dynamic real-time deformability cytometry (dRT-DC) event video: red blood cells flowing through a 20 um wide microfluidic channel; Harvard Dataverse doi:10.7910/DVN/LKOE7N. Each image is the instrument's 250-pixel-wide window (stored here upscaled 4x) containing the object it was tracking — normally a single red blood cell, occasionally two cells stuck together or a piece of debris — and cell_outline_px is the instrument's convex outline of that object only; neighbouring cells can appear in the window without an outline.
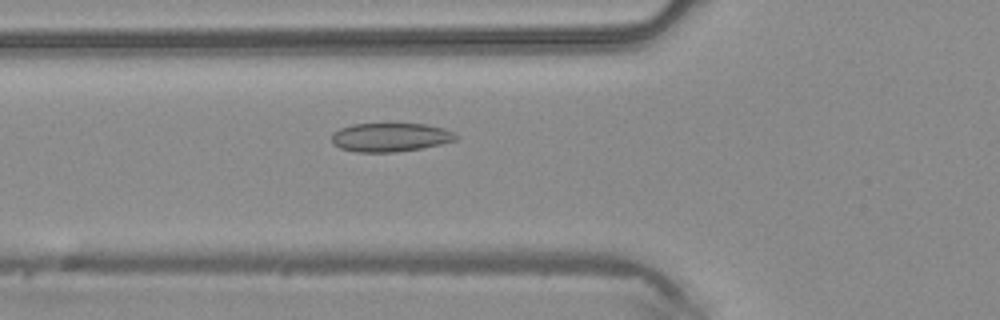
{"species": "common noctule bat (a hibernating species)", "species_latin": "Nyctalus noctula", "temperature_condition": "warm", "stored_images_in_passage": 33, "camera_frame_rate_fps": 3000, "um_per_image_px": 0.085, "animal": {"sex": "male", "body_mass_g": 20.4}, "frame": {"image": 1, "passage_image": 5, "time_ms": 1.333, "image_size_px": [1000, 320], "cell_outline_px": [[460, 136], [456, 140], [440, 144], [420, 148], [396, 152], [356, 152], [340, 148], [332, 144], [332, 132], [340, 128], [352, 124], [428, 124], [444, 128]], "centroid_in_image_um": [33.16, 11.67], "position_along_channel_um": 92.6, "area_um2": 20.87}}
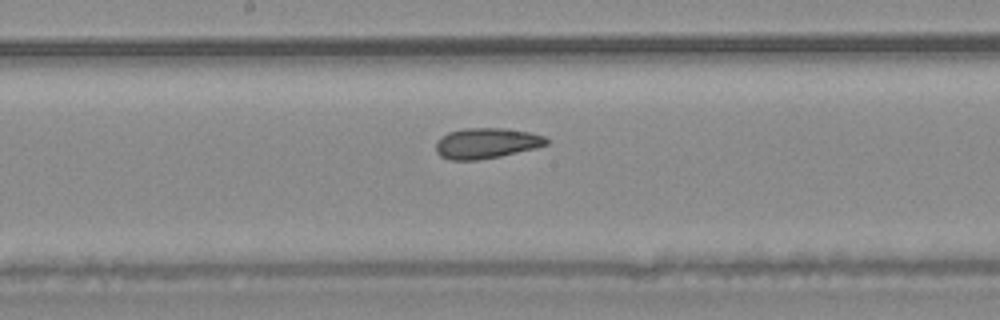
{"frame": {"image": 2, "passage_image": 13, "time_ms": 4.0, "image_size_px": [1000, 320], "cell_outline_px": [[548, 144], [536, 148], [500, 156], [476, 160], [452, 160], [440, 156], [436, 152], [436, 140], [440, 136], [448, 132], [464, 128], [504, 128], [528, 132], [544, 136], [548, 140]], "centroid_in_image_um": [41.31, 12.17], "position_along_channel_um": 206.9, "area_um2": 19.71}}
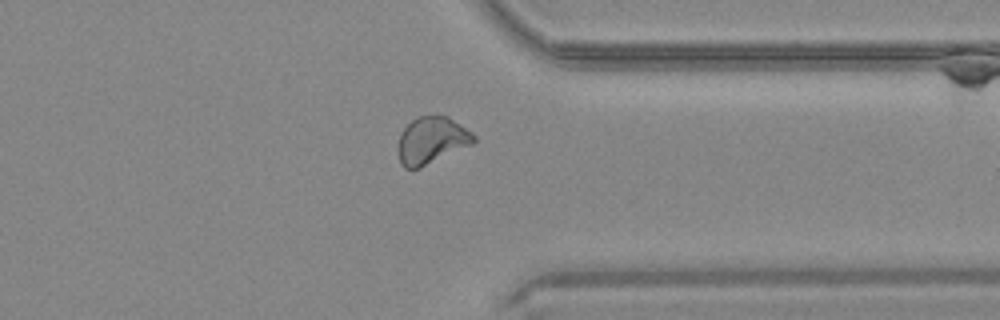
{"frame": {"image": 3, "passage_image": 25, "time_ms": 8.0, "image_size_px": [1000, 320], "cell_outline_px": [[476, 140], [472, 144], [420, 168], [404, 168], [400, 164], [396, 148], [400, 132], [416, 116], [448, 116], [472, 132], [476, 136]], "centroid_in_image_um": [36.65, 11.94], "position_along_channel_um": 374.8, "area_um2": 20.87}}